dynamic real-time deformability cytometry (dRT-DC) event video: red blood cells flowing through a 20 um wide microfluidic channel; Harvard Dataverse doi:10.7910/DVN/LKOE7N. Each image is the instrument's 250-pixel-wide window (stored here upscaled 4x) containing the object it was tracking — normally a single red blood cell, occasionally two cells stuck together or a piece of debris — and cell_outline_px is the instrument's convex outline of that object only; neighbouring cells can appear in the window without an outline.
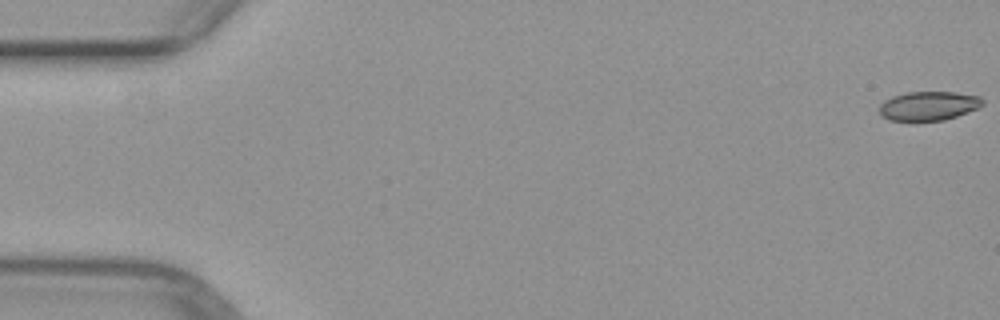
{"species": "common noctule bat (a hibernating species)", "species_latin": "Nyctalus noctula", "temperature_condition": "warm", "stored_images_in_passage": 50, "camera_frame_rate_fps": 3000, "um_per_image_px": 0.085, "animal": {"sex": "female", "body_mass_g": 29.2, "forearm_length_mm": 56.3}, "frame": {"image": 1, "passage_image": 1, "time_ms": 0.0, "image_size_px": [1000, 320], "cell_outline_px": [[984, 104], [976, 108], [956, 116], [944, 120], [912, 124], [888, 120], [880, 116], [880, 104], [884, 100], [892, 96], [908, 92], [956, 92], [980, 96], [984, 100]], "centroid_in_image_um": [78.86, 9.05], "position_along_channel_um": 6.1, "area_um2": 18.21}}
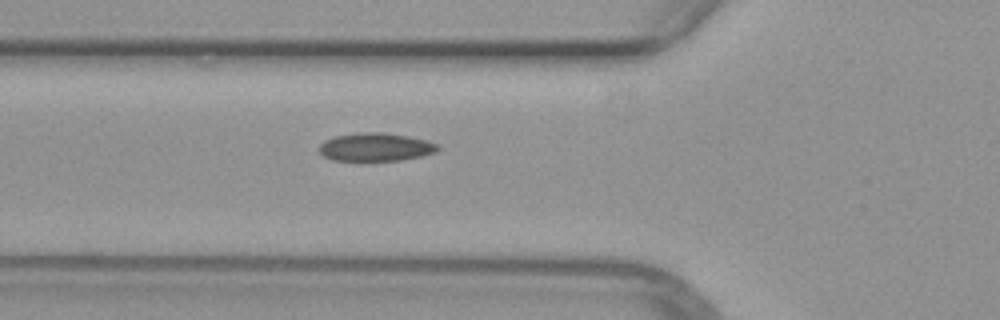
{"frame": {"image": 2, "passage_image": 19, "time_ms": 6.0, "image_size_px": [1000, 320], "cell_outline_px": [[440, 148], [436, 152], [420, 156], [400, 160], [332, 160], [324, 156], [320, 152], [320, 144], [324, 140], [336, 136], [360, 132], [380, 132], [408, 136], [428, 140], [440, 144]], "centroid_in_image_um": [31.96, 12.49], "position_along_channel_um": 93.8, "area_um2": 19.42}}
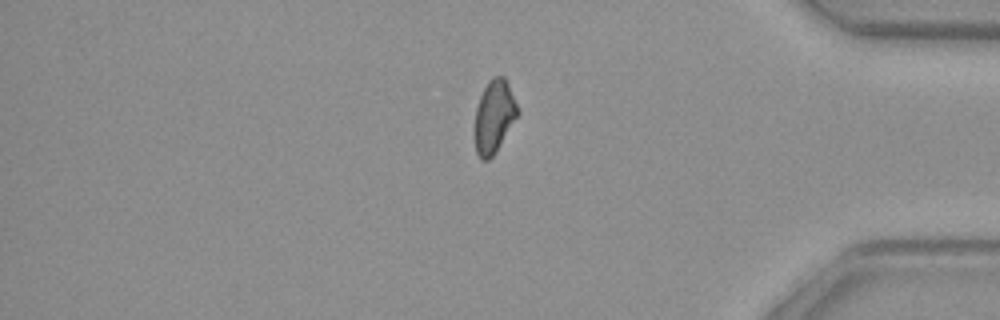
{"frame": {"image": 3, "passage_image": 43, "time_ms": 14.0, "image_size_px": [1000, 320], "cell_outline_px": [[520, 112], [492, 156], [488, 160], [480, 160], [476, 152], [472, 132], [476, 108], [480, 96], [488, 80], [492, 76], [504, 76], [508, 84]], "centroid_in_image_um": [41.95, 9.91], "position_along_channel_um": 393.3, "area_um2": 18.38}}